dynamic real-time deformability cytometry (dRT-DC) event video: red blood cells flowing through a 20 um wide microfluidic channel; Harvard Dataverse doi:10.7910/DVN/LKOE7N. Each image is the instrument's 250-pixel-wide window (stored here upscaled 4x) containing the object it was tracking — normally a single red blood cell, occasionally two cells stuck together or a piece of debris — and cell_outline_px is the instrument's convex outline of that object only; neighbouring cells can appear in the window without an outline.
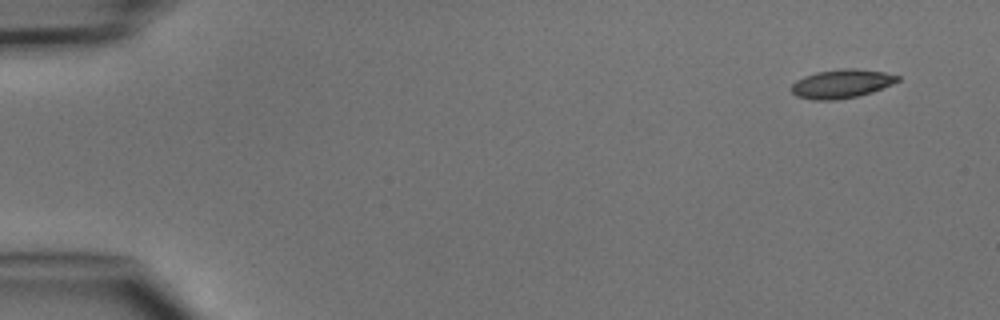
{"species": "common noctule bat (a hibernating species)", "species_latin": "Nyctalus noctula", "temperature_condition": "cold", "stored_images_in_passage": 4, "camera_frame_rate_fps": 3000, "um_per_image_px": 0.085, "animal": {"sex": "male", "body_mass_g": 15.6}, "frame": {"image": 1, "passage_image": 1, "time_ms": 0.0, "image_size_px": [1000, 320], "cell_outline_px": [[900, 80], [892, 84], [872, 92], [856, 96], [836, 100], [812, 100], [796, 96], [788, 88], [796, 80], [804, 76], [816, 72], [840, 68], [856, 68], [884, 72], [900, 76]], "centroid_in_image_um": [71.5, 7.11], "position_along_channel_um": 13.5, "area_um2": 17.98}}
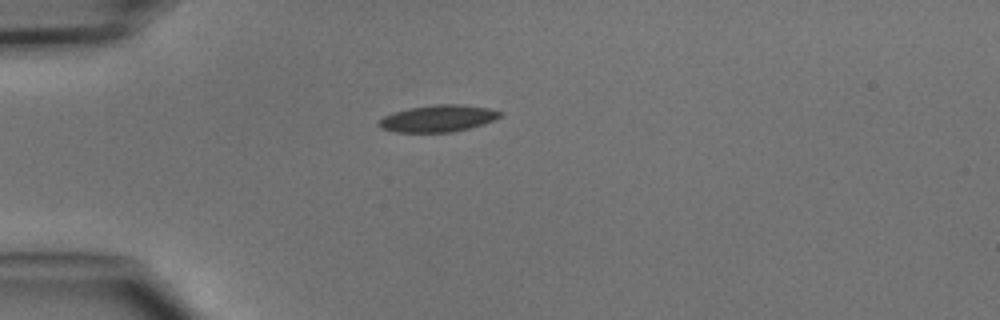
{"frame": {"image": 2, "passage_image": 4, "time_ms": 3.333, "image_size_px": [1000, 320], "cell_outline_px": [[500, 116], [484, 124], [452, 132], [396, 132], [380, 128], [376, 124], [384, 116], [392, 112], [408, 108], [432, 104], [460, 104], [488, 108], [500, 112]], "centroid_in_image_um": [37.16, 10.06], "position_along_channel_um": 47.8, "area_um2": 18.9}}